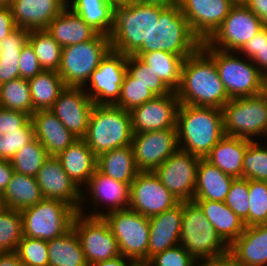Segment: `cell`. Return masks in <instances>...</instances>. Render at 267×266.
<instances>
[{
    "label": "cell",
    "instance_id": "6da1fadb",
    "mask_svg": "<svg viewBox=\"0 0 267 266\" xmlns=\"http://www.w3.org/2000/svg\"><path fill=\"white\" fill-rule=\"evenodd\" d=\"M164 8L136 0L113 7L112 50L126 56L150 52V32Z\"/></svg>",
    "mask_w": 267,
    "mask_h": 266
},
{
    "label": "cell",
    "instance_id": "7a4b0ae2",
    "mask_svg": "<svg viewBox=\"0 0 267 266\" xmlns=\"http://www.w3.org/2000/svg\"><path fill=\"white\" fill-rule=\"evenodd\" d=\"M176 94L180 104L219 109L230 100L214 60L201 47L184 59Z\"/></svg>",
    "mask_w": 267,
    "mask_h": 266
},
{
    "label": "cell",
    "instance_id": "3957f363",
    "mask_svg": "<svg viewBox=\"0 0 267 266\" xmlns=\"http://www.w3.org/2000/svg\"><path fill=\"white\" fill-rule=\"evenodd\" d=\"M176 129L179 149L205 159L225 135L222 109L180 104Z\"/></svg>",
    "mask_w": 267,
    "mask_h": 266
},
{
    "label": "cell",
    "instance_id": "277c9868",
    "mask_svg": "<svg viewBox=\"0 0 267 266\" xmlns=\"http://www.w3.org/2000/svg\"><path fill=\"white\" fill-rule=\"evenodd\" d=\"M132 138L129 111L114 105H94L87 132L82 139L96 156L115 148L129 146Z\"/></svg>",
    "mask_w": 267,
    "mask_h": 266
},
{
    "label": "cell",
    "instance_id": "5b68a950",
    "mask_svg": "<svg viewBox=\"0 0 267 266\" xmlns=\"http://www.w3.org/2000/svg\"><path fill=\"white\" fill-rule=\"evenodd\" d=\"M179 245L197 261L219 259L229 254V246L194 201H183Z\"/></svg>",
    "mask_w": 267,
    "mask_h": 266
},
{
    "label": "cell",
    "instance_id": "8992f818",
    "mask_svg": "<svg viewBox=\"0 0 267 266\" xmlns=\"http://www.w3.org/2000/svg\"><path fill=\"white\" fill-rule=\"evenodd\" d=\"M112 50L110 37L98 33L93 39L62 48L58 74L66 87H86L90 75Z\"/></svg>",
    "mask_w": 267,
    "mask_h": 266
},
{
    "label": "cell",
    "instance_id": "52a82bcc",
    "mask_svg": "<svg viewBox=\"0 0 267 266\" xmlns=\"http://www.w3.org/2000/svg\"><path fill=\"white\" fill-rule=\"evenodd\" d=\"M201 48L214 60L220 80L230 99L261 93L262 73L250 59L244 60L239 57L238 52L236 54L234 51L208 47L204 42Z\"/></svg>",
    "mask_w": 267,
    "mask_h": 266
},
{
    "label": "cell",
    "instance_id": "ba28073f",
    "mask_svg": "<svg viewBox=\"0 0 267 266\" xmlns=\"http://www.w3.org/2000/svg\"><path fill=\"white\" fill-rule=\"evenodd\" d=\"M23 236L50 241L72 228L76 214L72 206L58 199H43L22 209Z\"/></svg>",
    "mask_w": 267,
    "mask_h": 266
},
{
    "label": "cell",
    "instance_id": "9c48e42d",
    "mask_svg": "<svg viewBox=\"0 0 267 266\" xmlns=\"http://www.w3.org/2000/svg\"><path fill=\"white\" fill-rule=\"evenodd\" d=\"M202 41L193 33L179 4L165 7L150 32V52L166 51L190 56L201 47Z\"/></svg>",
    "mask_w": 267,
    "mask_h": 266
},
{
    "label": "cell",
    "instance_id": "30bf717a",
    "mask_svg": "<svg viewBox=\"0 0 267 266\" xmlns=\"http://www.w3.org/2000/svg\"><path fill=\"white\" fill-rule=\"evenodd\" d=\"M222 114L226 136L254 141V136L267 134V96L262 93L230 99Z\"/></svg>",
    "mask_w": 267,
    "mask_h": 266
},
{
    "label": "cell",
    "instance_id": "8fae6325",
    "mask_svg": "<svg viewBox=\"0 0 267 266\" xmlns=\"http://www.w3.org/2000/svg\"><path fill=\"white\" fill-rule=\"evenodd\" d=\"M117 240L120 255L135 263L148 261L149 217L129 208L102 216Z\"/></svg>",
    "mask_w": 267,
    "mask_h": 266
},
{
    "label": "cell",
    "instance_id": "7c38bea8",
    "mask_svg": "<svg viewBox=\"0 0 267 266\" xmlns=\"http://www.w3.org/2000/svg\"><path fill=\"white\" fill-rule=\"evenodd\" d=\"M265 26L243 2H237L204 43L215 49L237 52Z\"/></svg>",
    "mask_w": 267,
    "mask_h": 266
},
{
    "label": "cell",
    "instance_id": "4fadbf2b",
    "mask_svg": "<svg viewBox=\"0 0 267 266\" xmlns=\"http://www.w3.org/2000/svg\"><path fill=\"white\" fill-rule=\"evenodd\" d=\"M72 227L78 235L89 266L120 255L117 240L103 217H90L78 212Z\"/></svg>",
    "mask_w": 267,
    "mask_h": 266
},
{
    "label": "cell",
    "instance_id": "5bb4252c",
    "mask_svg": "<svg viewBox=\"0 0 267 266\" xmlns=\"http://www.w3.org/2000/svg\"><path fill=\"white\" fill-rule=\"evenodd\" d=\"M179 203L154 171H140L130 185L128 208L146 217L172 209Z\"/></svg>",
    "mask_w": 267,
    "mask_h": 266
},
{
    "label": "cell",
    "instance_id": "9a60e30c",
    "mask_svg": "<svg viewBox=\"0 0 267 266\" xmlns=\"http://www.w3.org/2000/svg\"><path fill=\"white\" fill-rule=\"evenodd\" d=\"M126 59V55L111 50L90 75V88L85 91L95 105H114L118 101L127 72Z\"/></svg>",
    "mask_w": 267,
    "mask_h": 266
},
{
    "label": "cell",
    "instance_id": "2e32d148",
    "mask_svg": "<svg viewBox=\"0 0 267 266\" xmlns=\"http://www.w3.org/2000/svg\"><path fill=\"white\" fill-rule=\"evenodd\" d=\"M200 158L178 149L154 173L180 201H193Z\"/></svg>",
    "mask_w": 267,
    "mask_h": 266
},
{
    "label": "cell",
    "instance_id": "e0dca14e",
    "mask_svg": "<svg viewBox=\"0 0 267 266\" xmlns=\"http://www.w3.org/2000/svg\"><path fill=\"white\" fill-rule=\"evenodd\" d=\"M139 171H155L178 149L176 127L133 134L131 142Z\"/></svg>",
    "mask_w": 267,
    "mask_h": 266
},
{
    "label": "cell",
    "instance_id": "ac0fdd59",
    "mask_svg": "<svg viewBox=\"0 0 267 266\" xmlns=\"http://www.w3.org/2000/svg\"><path fill=\"white\" fill-rule=\"evenodd\" d=\"M35 178L44 199L62 200L78 212L85 207L82 205L86 202V196L66 174L56 156H49L44 161Z\"/></svg>",
    "mask_w": 267,
    "mask_h": 266
},
{
    "label": "cell",
    "instance_id": "d6986e66",
    "mask_svg": "<svg viewBox=\"0 0 267 266\" xmlns=\"http://www.w3.org/2000/svg\"><path fill=\"white\" fill-rule=\"evenodd\" d=\"M180 101L176 92L155 96L130 111L133 134L176 127Z\"/></svg>",
    "mask_w": 267,
    "mask_h": 266
},
{
    "label": "cell",
    "instance_id": "ffe728a7",
    "mask_svg": "<svg viewBox=\"0 0 267 266\" xmlns=\"http://www.w3.org/2000/svg\"><path fill=\"white\" fill-rule=\"evenodd\" d=\"M235 4L234 0H179L181 13L202 42L215 32Z\"/></svg>",
    "mask_w": 267,
    "mask_h": 266
},
{
    "label": "cell",
    "instance_id": "44dd1931",
    "mask_svg": "<svg viewBox=\"0 0 267 266\" xmlns=\"http://www.w3.org/2000/svg\"><path fill=\"white\" fill-rule=\"evenodd\" d=\"M94 102L83 87H66L50 109L59 121L76 137L83 138L87 132Z\"/></svg>",
    "mask_w": 267,
    "mask_h": 266
},
{
    "label": "cell",
    "instance_id": "7402d4cb",
    "mask_svg": "<svg viewBox=\"0 0 267 266\" xmlns=\"http://www.w3.org/2000/svg\"><path fill=\"white\" fill-rule=\"evenodd\" d=\"M91 195L90 204L95 205L94 211L85 214L84 208L80 209L79 213L90 217H102L105 213L127 209L129 207L130 185L114 180L99 171H95L86 185ZM101 202L108 204L107 211H95L97 207L102 206ZM100 204V205H99ZM97 205V207H96ZM101 211V212H100ZM104 212V213H103Z\"/></svg>",
    "mask_w": 267,
    "mask_h": 266
},
{
    "label": "cell",
    "instance_id": "603a6c76",
    "mask_svg": "<svg viewBox=\"0 0 267 266\" xmlns=\"http://www.w3.org/2000/svg\"><path fill=\"white\" fill-rule=\"evenodd\" d=\"M8 5L16 27L42 30L67 6V0H12Z\"/></svg>",
    "mask_w": 267,
    "mask_h": 266
},
{
    "label": "cell",
    "instance_id": "cb8c5ba5",
    "mask_svg": "<svg viewBox=\"0 0 267 266\" xmlns=\"http://www.w3.org/2000/svg\"><path fill=\"white\" fill-rule=\"evenodd\" d=\"M183 202L149 217L148 260L157 253L179 245Z\"/></svg>",
    "mask_w": 267,
    "mask_h": 266
},
{
    "label": "cell",
    "instance_id": "d4e9b609",
    "mask_svg": "<svg viewBox=\"0 0 267 266\" xmlns=\"http://www.w3.org/2000/svg\"><path fill=\"white\" fill-rule=\"evenodd\" d=\"M31 120L35 138L44 146L48 156L57 157L79 139L50 110L35 111Z\"/></svg>",
    "mask_w": 267,
    "mask_h": 266
},
{
    "label": "cell",
    "instance_id": "484cf974",
    "mask_svg": "<svg viewBox=\"0 0 267 266\" xmlns=\"http://www.w3.org/2000/svg\"><path fill=\"white\" fill-rule=\"evenodd\" d=\"M229 255L241 266H267V223L245 226L229 246Z\"/></svg>",
    "mask_w": 267,
    "mask_h": 266
},
{
    "label": "cell",
    "instance_id": "4316f807",
    "mask_svg": "<svg viewBox=\"0 0 267 266\" xmlns=\"http://www.w3.org/2000/svg\"><path fill=\"white\" fill-rule=\"evenodd\" d=\"M69 7L70 5H68L67 0V6L45 29L62 47L87 42L98 34L79 15L70 10Z\"/></svg>",
    "mask_w": 267,
    "mask_h": 266
},
{
    "label": "cell",
    "instance_id": "83f0119b",
    "mask_svg": "<svg viewBox=\"0 0 267 266\" xmlns=\"http://www.w3.org/2000/svg\"><path fill=\"white\" fill-rule=\"evenodd\" d=\"M251 140L224 135L205 158L223 173L243 178L244 154Z\"/></svg>",
    "mask_w": 267,
    "mask_h": 266
},
{
    "label": "cell",
    "instance_id": "f1b7e54d",
    "mask_svg": "<svg viewBox=\"0 0 267 266\" xmlns=\"http://www.w3.org/2000/svg\"><path fill=\"white\" fill-rule=\"evenodd\" d=\"M57 158L60 160L66 174L80 189L81 185H87L96 171L97 156L82 138L77 139L61 152Z\"/></svg>",
    "mask_w": 267,
    "mask_h": 266
},
{
    "label": "cell",
    "instance_id": "f546056e",
    "mask_svg": "<svg viewBox=\"0 0 267 266\" xmlns=\"http://www.w3.org/2000/svg\"><path fill=\"white\" fill-rule=\"evenodd\" d=\"M221 239L230 246L245 229L244 221L224 202L193 200Z\"/></svg>",
    "mask_w": 267,
    "mask_h": 266
},
{
    "label": "cell",
    "instance_id": "4dcf8cb0",
    "mask_svg": "<svg viewBox=\"0 0 267 266\" xmlns=\"http://www.w3.org/2000/svg\"><path fill=\"white\" fill-rule=\"evenodd\" d=\"M234 179L206 159H200L193 200L224 202Z\"/></svg>",
    "mask_w": 267,
    "mask_h": 266
},
{
    "label": "cell",
    "instance_id": "1f68e13d",
    "mask_svg": "<svg viewBox=\"0 0 267 266\" xmlns=\"http://www.w3.org/2000/svg\"><path fill=\"white\" fill-rule=\"evenodd\" d=\"M96 170L128 185L140 172L135 163L132 145L115 148L97 156Z\"/></svg>",
    "mask_w": 267,
    "mask_h": 266
},
{
    "label": "cell",
    "instance_id": "d6a6232c",
    "mask_svg": "<svg viewBox=\"0 0 267 266\" xmlns=\"http://www.w3.org/2000/svg\"><path fill=\"white\" fill-rule=\"evenodd\" d=\"M43 199L36 178L15 171L5 191L1 194V203L4 208L19 211L36 205Z\"/></svg>",
    "mask_w": 267,
    "mask_h": 266
},
{
    "label": "cell",
    "instance_id": "836d02e7",
    "mask_svg": "<svg viewBox=\"0 0 267 266\" xmlns=\"http://www.w3.org/2000/svg\"><path fill=\"white\" fill-rule=\"evenodd\" d=\"M149 69H152L163 84L172 92H176L181 82V69L184 59L188 56H179L166 51L135 53Z\"/></svg>",
    "mask_w": 267,
    "mask_h": 266
},
{
    "label": "cell",
    "instance_id": "e575fe53",
    "mask_svg": "<svg viewBox=\"0 0 267 266\" xmlns=\"http://www.w3.org/2000/svg\"><path fill=\"white\" fill-rule=\"evenodd\" d=\"M48 266H89L73 227L65 234L47 241Z\"/></svg>",
    "mask_w": 267,
    "mask_h": 266
},
{
    "label": "cell",
    "instance_id": "d590c367",
    "mask_svg": "<svg viewBox=\"0 0 267 266\" xmlns=\"http://www.w3.org/2000/svg\"><path fill=\"white\" fill-rule=\"evenodd\" d=\"M32 114L39 110H50L60 93L66 88L58 71L43 70L33 78L28 79Z\"/></svg>",
    "mask_w": 267,
    "mask_h": 266
},
{
    "label": "cell",
    "instance_id": "8d00e7d4",
    "mask_svg": "<svg viewBox=\"0 0 267 266\" xmlns=\"http://www.w3.org/2000/svg\"><path fill=\"white\" fill-rule=\"evenodd\" d=\"M29 30L17 27L0 41V85L20 78L19 61Z\"/></svg>",
    "mask_w": 267,
    "mask_h": 266
},
{
    "label": "cell",
    "instance_id": "74e56055",
    "mask_svg": "<svg viewBox=\"0 0 267 266\" xmlns=\"http://www.w3.org/2000/svg\"><path fill=\"white\" fill-rule=\"evenodd\" d=\"M71 10L96 32L110 35L113 26V7L103 0H71Z\"/></svg>",
    "mask_w": 267,
    "mask_h": 266
},
{
    "label": "cell",
    "instance_id": "f35d334b",
    "mask_svg": "<svg viewBox=\"0 0 267 266\" xmlns=\"http://www.w3.org/2000/svg\"><path fill=\"white\" fill-rule=\"evenodd\" d=\"M28 42L33 47L43 70H59L63 47L45 29L30 30Z\"/></svg>",
    "mask_w": 267,
    "mask_h": 266
},
{
    "label": "cell",
    "instance_id": "ab89813d",
    "mask_svg": "<svg viewBox=\"0 0 267 266\" xmlns=\"http://www.w3.org/2000/svg\"><path fill=\"white\" fill-rule=\"evenodd\" d=\"M0 107L32 116V98L28 79L17 78L0 85Z\"/></svg>",
    "mask_w": 267,
    "mask_h": 266
},
{
    "label": "cell",
    "instance_id": "60d3db41",
    "mask_svg": "<svg viewBox=\"0 0 267 266\" xmlns=\"http://www.w3.org/2000/svg\"><path fill=\"white\" fill-rule=\"evenodd\" d=\"M48 157L44 146L34 138L15 153L10 162L15 172L36 177L37 172Z\"/></svg>",
    "mask_w": 267,
    "mask_h": 266
},
{
    "label": "cell",
    "instance_id": "b9f144b4",
    "mask_svg": "<svg viewBox=\"0 0 267 266\" xmlns=\"http://www.w3.org/2000/svg\"><path fill=\"white\" fill-rule=\"evenodd\" d=\"M23 238L22 217L19 210L0 209V253L16 252Z\"/></svg>",
    "mask_w": 267,
    "mask_h": 266
},
{
    "label": "cell",
    "instance_id": "7bdbcfd3",
    "mask_svg": "<svg viewBox=\"0 0 267 266\" xmlns=\"http://www.w3.org/2000/svg\"><path fill=\"white\" fill-rule=\"evenodd\" d=\"M243 178L267 182V146L251 141L245 151Z\"/></svg>",
    "mask_w": 267,
    "mask_h": 266
},
{
    "label": "cell",
    "instance_id": "ee69618b",
    "mask_svg": "<svg viewBox=\"0 0 267 266\" xmlns=\"http://www.w3.org/2000/svg\"><path fill=\"white\" fill-rule=\"evenodd\" d=\"M154 97L155 95L149 91L147 86L137 82L126 72L121 86L120 97L114 106L130 112L133 108L152 100Z\"/></svg>",
    "mask_w": 267,
    "mask_h": 266
},
{
    "label": "cell",
    "instance_id": "f6af8a7d",
    "mask_svg": "<svg viewBox=\"0 0 267 266\" xmlns=\"http://www.w3.org/2000/svg\"><path fill=\"white\" fill-rule=\"evenodd\" d=\"M127 72L136 79L137 82L147 86L155 96H163L171 91L163 84L160 78L152 69H149L137 56L130 55L126 59Z\"/></svg>",
    "mask_w": 267,
    "mask_h": 266
},
{
    "label": "cell",
    "instance_id": "bcb514c9",
    "mask_svg": "<svg viewBox=\"0 0 267 266\" xmlns=\"http://www.w3.org/2000/svg\"><path fill=\"white\" fill-rule=\"evenodd\" d=\"M249 226L267 223V182L248 180Z\"/></svg>",
    "mask_w": 267,
    "mask_h": 266
},
{
    "label": "cell",
    "instance_id": "7dc6e473",
    "mask_svg": "<svg viewBox=\"0 0 267 266\" xmlns=\"http://www.w3.org/2000/svg\"><path fill=\"white\" fill-rule=\"evenodd\" d=\"M16 253L24 266H48L47 241L23 236Z\"/></svg>",
    "mask_w": 267,
    "mask_h": 266
},
{
    "label": "cell",
    "instance_id": "c3c4849f",
    "mask_svg": "<svg viewBox=\"0 0 267 266\" xmlns=\"http://www.w3.org/2000/svg\"><path fill=\"white\" fill-rule=\"evenodd\" d=\"M35 138L31 118L18 130L0 133V159L11 160L15 153Z\"/></svg>",
    "mask_w": 267,
    "mask_h": 266
},
{
    "label": "cell",
    "instance_id": "681fc988",
    "mask_svg": "<svg viewBox=\"0 0 267 266\" xmlns=\"http://www.w3.org/2000/svg\"><path fill=\"white\" fill-rule=\"evenodd\" d=\"M224 203L244 221L245 226H249L248 179L235 178Z\"/></svg>",
    "mask_w": 267,
    "mask_h": 266
},
{
    "label": "cell",
    "instance_id": "f907efd6",
    "mask_svg": "<svg viewBox=\"0 0 267 266\" xmlns=\"http://www.w3.org/2000/svg\"><path fill=\"white\" fill-rule=\"evenodd\" d=\"M245 54L262 73L267 70V25L246 42L238 51Z\"/></svg>",
    "mask_w": 267,
    "mask_h": 266
},
{
    "label": "cell",
    "instance_id": "816d5d0a",
    "mask_svg": "<svg viewBox=\"0 0 267 266\" xmlns=\"http://www.w3.org/2000/svg\"><path fill=\"white\" fill-rule=\"evenodd\" d=\"M149 266H196L197 260L181 245H177L152 256Z\"/></svg>",
    "mask_w": 267,
    "mask_h": 266
},
{
    "label": "cell",
    "instance_id": "f5cc1de1",
    "mask_svg": "<svg viewBox=\"0 0 267 266\" xmlns=\"http://www.w3.org/2000/svg\"><path fill=\"white\" fill-rule=\"evenodd\" d=\"M43 71L33 47L27 41L20 53L19 72L23 79H30Z\"/></svg>",
    "mask_w": 267,
    "mask_h": 266
},
{
    "label": "cell",
    "instance_id": "db71d44e",
    "mask_svg": "<svg viewBox=\"0 0 267 266\" xmlns=\"http://www.w3.org/2000/svg\"><path fill=\"white\" fill-rule=\"evenodd\" d=\"M31 117L21 111H14L0 107V133L18 131Z\"/></svg>",
    "mask_w": 267,
    "mask_h": 266
},
{
    "label": "cell",
    "instance_id": "11a10c76",
    "mask_svg": "<svg viewBox=\"0 0 267 266\" xmlns=\"http://www.w3.org/2000/svg\"><path fill=\"white\" fill-rule=\"evenodd\" d=\"M16 28L10 6L0 4V41L11 34Z\"/></svg>",
    "mask_w": 267,
    "mask_h": 266
},
{
    "label": "cell",
    "instance_id": "9f6ffc18",
    "mask_svg": "<svg viewBox=\"0 0 267 266\" xmlns=\"http://www.w3.org/2000/svg\"><path fill=\"white\" fill-rule=\"evenodd\" d=\"M243 3L267 25V0H244Z\"/></svg>",
    "mask_w": 267,
    "mask_h": 266
},
{
    "label": "cell",
    "instance_id": "6f0895ef",
    "mask_svg": "<svg viewBox=\"0 0 267 266\" xmlns=\"http://www.w3.org/2000/svg\"><path fill=\"white\" fill-rule=\"evenodd\" d=\"M14 172L10 160L0 159V195L5 191Z\"/></svg>",
    "mask_w": 267,
    "mask_h": 266
},
{
    "label": "cell",
    "instance_id": "680465c9",
    "mask_svg": "<svg viewBox=\"0 0 267 266\" xmlns=\"http://www.w3.org/2000/svg\"><path fill=\"white\" fill-rule=\"evenodd\" d=\"M134 263L135 262L132 259L125 257L123 255H119L116 258L100 261L92 264L91 266H133Z\"/></svg>",
    "mask_w": 267,
    "mask_h": 266
},
{
    "label": "cell",
    "instance_id": "91938a15",
    "mask_svg": "<svg viewBox=\"0 0 267 266\" xmlns=\"http://www.w3.org/2000/svg\"><path fill=\"white\" fill-rule=\"evenodd\" d=\"M200 262L201 264L197 266H241L229 254L219 259L203 260Z\"/></svg>",
    "mask_w": 267,
    "mask_h": 266
},
{
    "label": "cell",
    "instance_id": "94428289",
    "mask_svg": "<svg viewBox=\"0 0 267 266\" xmlns=\"http://www.w3.org/2000/svg\"><path fill=\"white\" fill-rule=\"evenodd\" d=\"M0 266H24L16 252L0 253Z\"/></svg>",
    "mask_w": 267,
    "mask_h": 266
},
{
    "label": "cell",
    "instance_id": "6125c7cd",
    "mask_svg": "<svg viewBox=\"0 0 267 266\" xmlns=\"http://www.w3.org/2000/svg\"><path fill=\"white\" fill-rule=\"evenodd\" d=\"M145 4L159 5L163 7H172L179 4V0H136Z\"/></svg>",
    "mask_w": 267,
    "mask_h": 266
},
{
    "label": "cell",
    "instance_id": "be15d7a7",
    "mask_svg": "<svg viewBox=\"0 0 267 266\" xmlns=\"http://www.w3.org/2000/svg\"><path fill=\"white\" fill-rule=\"evenodd\" d=\"M261 93L267 96V70L262 72Z\"/></svg>",
    "mask_w": 267,
    "mask_h": 266
},
{
    "label": "cell",
    "instance_id": "e7e4bbea",
    "mask_svg": "<svg viewBox=\"0 0 267 266\" xmlns=\"http://www.w3.org/2000/svg\"><path fill=\"white\" fill-rule=\"evenodd\" d=\"M103 1L110 4L112 7H116V6L126 2L127 0H103Z\"/></svg>",
    "mask_w": 267,
    "mask_h": 266
},
{
    "label": "cell",
    "instance_id": "03108f58",
    "mask_svg": "<svg viewBox=\"0 0 267 266\" xmlns=\"http://www.w3.org/2000/svg\"><path fill=\"white\" fill-rule=\"evenodd\" d=\"M133 266H149L146 262H137L134 263Z\"/></svg>",
    "mask_w": 267,
    "mask_h": 266
},
{
    "label": "cell",
    "instance_id": "003e7915",
    "mask_svg": "<svg viewBox=\"0 0 267 266\" xmlns=\"http://www.w3.org/2000/svg\"><path fill=\"white\" fill-rule=\"evenodd\" d=\"M12 0H0L1 5H8Z\"/></svg>",
    "mask_w": 267,
    "mask_h": 266
},
{
    "label": "cell",
    "instance_id": "a7ac6f4b",
    "mask_svg": "<svg viewBox=\"0 0 267 266\" xmlns=\"http://www.w3.org/2000/svg\"><path fill=\"white\" fill-rule=\"evenodd\" d=\"M2 203H1V195H0V209L2 208Z\"/></svg>",
    "mask_w": 267,
    "mask_h": 266
},
{
    "label": "cell",
    "instance_id": "89a4df30",
    "mask_svg": "<svg viewBox=\"0 0 267 266\" xmlns=\"http://www.w3.org/2000/svg\"><path fill=\"white\" fill-rule=\"evenodd\" d=\"M234 1L237 3V2H243L244 0H234Z\"/></svg>",
    "mask_w": 267,
    "mask_h": 266
}]
</instances>
